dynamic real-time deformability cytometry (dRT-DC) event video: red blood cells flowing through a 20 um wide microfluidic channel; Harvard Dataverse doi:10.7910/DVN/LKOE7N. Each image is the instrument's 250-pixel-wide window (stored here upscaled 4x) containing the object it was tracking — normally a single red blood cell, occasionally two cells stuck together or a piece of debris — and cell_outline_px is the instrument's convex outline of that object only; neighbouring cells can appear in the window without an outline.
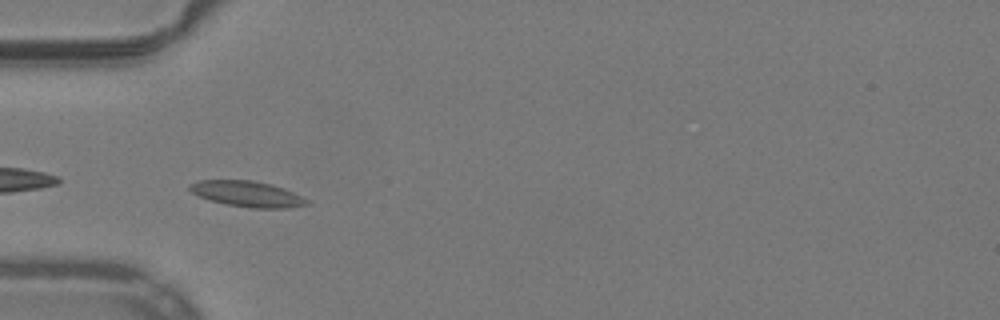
{"species": "common noctule bat (a hibernating species)", "species_latin": "Nyctalus noctula", "temperature_condition": "warm", "stored_images_in_passage": 36, "camera_frame_rate_fps": 3000, "um_per_image_px": 0.085, "animal": {"sex": "male", "body_mass_g": 19.2, "forearm_length_mm": 51.8}, "frame": {"image": 1, "passage_image": 1, "time_ms": 0.0, "image_size_px": [1000, 320], "cell_outline_px": [[308, 204], [288, 208], [252, 208], [228, 204], [208, 200], [192, 192], [188, 188], [188, 184], [196, 180], [252, 180], [272, 184], [284, 188], [308, 200]], "centroid_in_image_um": [20.98, 16.47], "position_along_channel_um": 64.0, "area_um2": 17.51}}
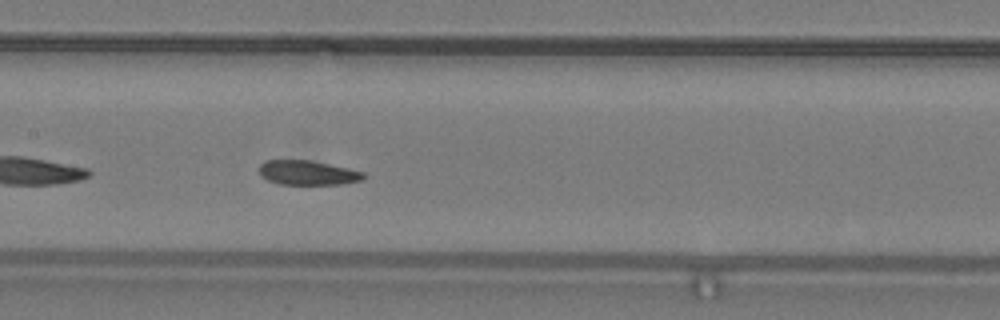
{"frame": {"image": 2, "passage_image": 10, "time_ms": 3.0, "image_size_px": [1000, 320], "cell_outline_px": [[364, 176], [360, 180], [340, 184], [276, 184], [260, 176], [260, 164], [264, 160], [312, 160], [348, 168], [364, 172]], "centroid_in_image_um": [26.1, 14.67], "position_along_channel_um": 181.3, "area_um2": 14.85}}
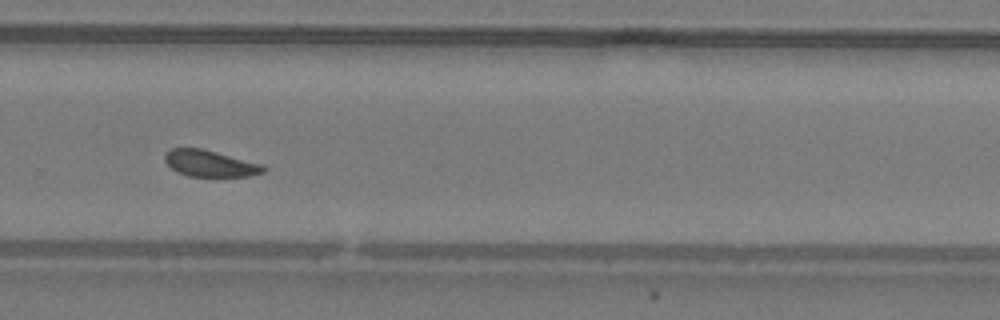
{"frame": {"image": 3, "passage_image": 20, "time_ms": 6.333, "image_size_px": [1000, 320], "cell_outline_px": [[268, 168], [264, 172], [252, 176], [188, 176], [176, 172], [164, 160], [164, 156], [172, 148], [200, 148], [264, 164]], "centroid_in_image_um": [17.9, 13.9], "position_along_channel_um": 311.9, "area_um2": 15.2}, "authors_computed_cell_mechanics": {"area_um2": 15.6927, "velocity_mm_per_s": 3.9412, "shape_relaxation_time_tau1_ms": null, "shape_relaxation_time_tau2_ms": 2.625, "deformation_change_tau1": null, "deformation_change_tau2": 0.0616}}